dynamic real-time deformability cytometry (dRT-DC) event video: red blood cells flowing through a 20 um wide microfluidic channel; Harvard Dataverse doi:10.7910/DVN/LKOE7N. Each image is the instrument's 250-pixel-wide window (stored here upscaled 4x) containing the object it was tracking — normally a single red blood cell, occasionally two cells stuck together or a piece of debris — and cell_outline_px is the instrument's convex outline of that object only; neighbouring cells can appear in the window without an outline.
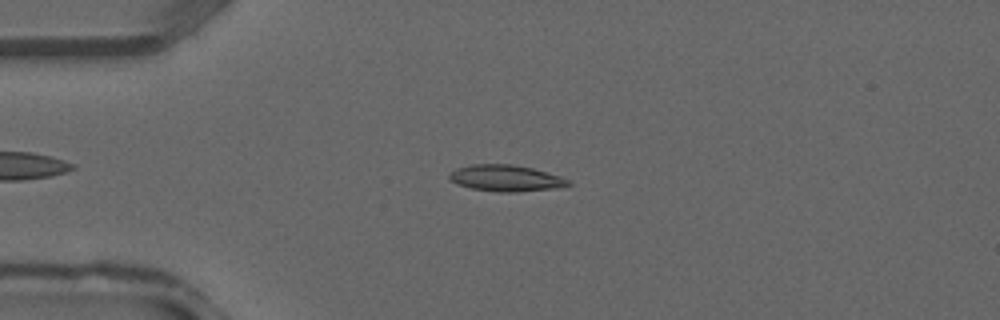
{"species": "common noctule bat (a hibernating species)", "species_latin": "Nyctalus noctula", "temperature_condition": "warm", "stored_images_in_passage": 36, "camera_frame_rate_fps": 3000, "um_per_image_px": 0.085, "animal": {"sex": "male", "forearm_length_mm": 52.5}, "frame": {"image": 1, "passage_image": 8, "time_ms": 2.333, "image_size_px": [1000, 320], "cell_outline_px": [[572, 184], [556, 188], [516, 192], [500, 192], [472, 188], [456, 184], [448, 176], [448, 172], [456, 168], [472, 164], [512, 164], [532, 168], [560, 176], [568, 180]], "centroid_in_image_um": [42.97, 15.14], "position_along_channel_um": 42.0, "area_um2": 18.21}}
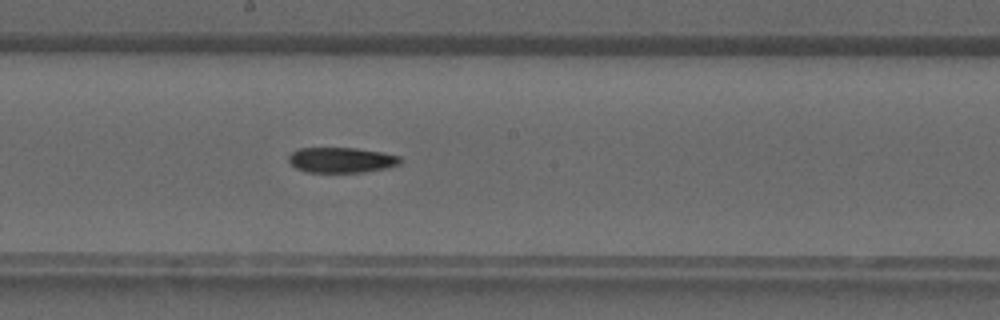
{"frame": {"image": 2, "passage_image": 19, "time_ms": 6.0, "image_size_px": [1000, 320], "cell_outline_px": [[404, 160], [400, 164], [388, 168], [364, 172], [308, 172], [296, 168], [288, 160], [288, 156], [292, 152], [300, 148], [356, 148], [384, 152], [400, 156]], "centroid_in_image_um": [29.08, 13.6], "position_along_channel_um": 219.1, "area_um2": 16.65}}
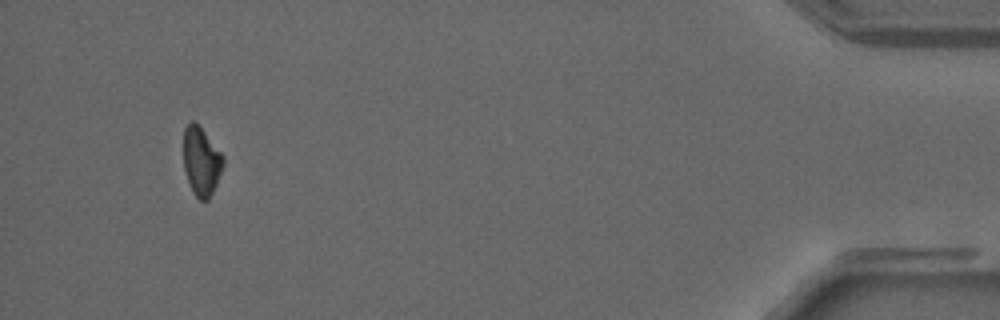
{"frame": {"image": 3, "passage_image": 34, "time_ms": 11.0, "image_size_px": [1000, 320], "cell_outline_px": [[224, 164], [216, 184], [208, 200], [200, 200], [192, 192], [184, 168], [184, 128], [192, 120], [204, 132], [224, 156]], "centroid_in_image_um": [17.11, 13.73], "position_along_channel_um": 418.1, "area_um2": 15.55}}